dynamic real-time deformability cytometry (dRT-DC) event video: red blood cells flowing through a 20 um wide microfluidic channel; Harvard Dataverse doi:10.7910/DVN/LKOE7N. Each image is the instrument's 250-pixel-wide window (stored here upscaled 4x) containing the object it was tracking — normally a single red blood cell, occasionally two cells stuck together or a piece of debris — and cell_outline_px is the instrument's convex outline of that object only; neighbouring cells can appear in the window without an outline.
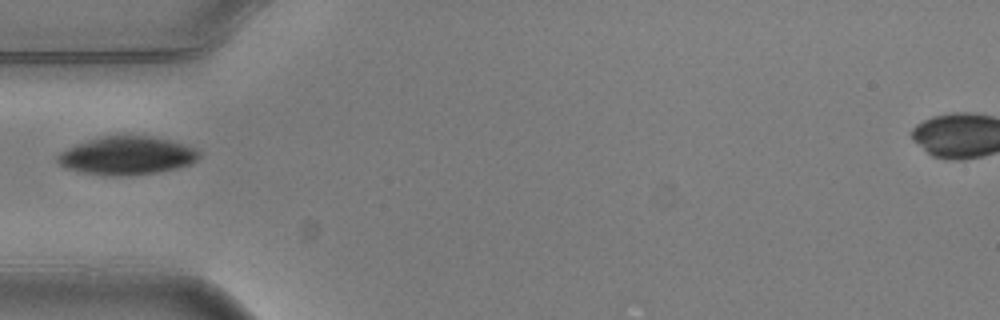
{"species": "common noctule bat (a hibernating species)", "species_latin": "Nyctalus noctula", "temperature_condition": "warm", "stored_images_in_passage": 1, "camera_frame_rate_fps": 3000, "um_per_image_px": 0.085, "animal": {"sex": "male", "body_mass_g": 20.5, "forearm_length_mm": 52.5}, "frame": {"image": 1, "passage_image": 1, "time_ms": 0.0, "image_size_px": [1000, 320], "cell_outline_px": [[204, 152], [192, 164], [176, 168], [156, 172], [120, 176], [112, 176], [84, 172], [68, 168], [60, 164], [56, 160], [56, 156], [60, 152], [76, 144], [100, 136], [124, 132], [152, 136], [184, 144], [196, 148]], "centroid_in_image_um": [10.82, 13.18], "position_along_channel_um": 74.2, "area_um2": 32.14}}